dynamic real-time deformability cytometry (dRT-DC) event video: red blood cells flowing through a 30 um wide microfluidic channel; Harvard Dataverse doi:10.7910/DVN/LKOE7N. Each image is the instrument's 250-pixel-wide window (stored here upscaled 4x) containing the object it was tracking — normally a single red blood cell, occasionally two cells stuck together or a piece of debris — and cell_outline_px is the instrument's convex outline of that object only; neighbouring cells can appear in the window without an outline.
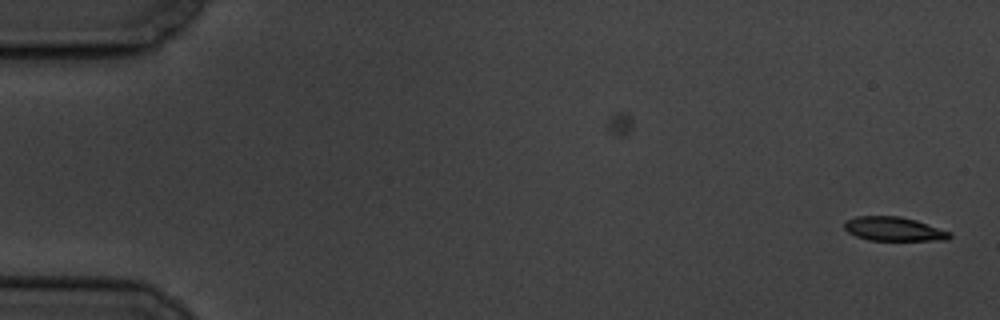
{"species": "common noctule bat (a hibernating species)", "species_latin": "Nyctalus noctula", "temperature_condition": "cold", "stored_images_in_passage": 58, "camera_frame_rate_fps": 3000, "um_per_image_px": 0.085, "animal": {"sex": "male", "body_mass_g": 19.5, "forearm_length_mm": 54.6}, "frame": {"image": 1, "passage_image": 1, "time_ms": 0.0, "image_size_px": [1000, 320], "cell_outline_px": [[952, 236], [944, 240], [868, 240], [856, 236], [848, 232], [844, 228], [844, 224], [848, 220], [856, 216], [900, 216], [916, 220], [952, 232]], "centroid_in_image_um": [75.99, 19.46], "position_along_channel_um": 9.0, "area_um2": 14.68}}
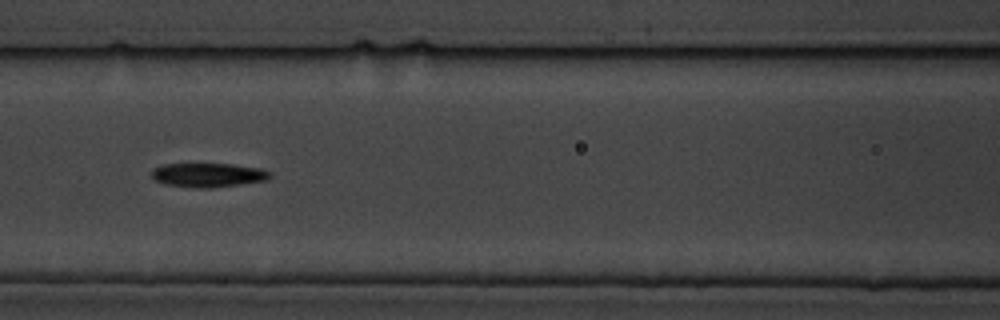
{"frame": {"image": 2, "passage_image": 25, "time_ms": 8.0, "image_size_px": [1000, 320], "cell_outline_px": [[272, 176], [268, 180], [212, 188], [196, 188], [164, 184], [156, 180], [152, 176], [152, 168], [160, 164], [232, 164], [260, 168], [272, 172]], "centroid_in_image_um": [17.7, 14.87], "position_along_channel_um": 148.9, "area_um2": 16.76}}
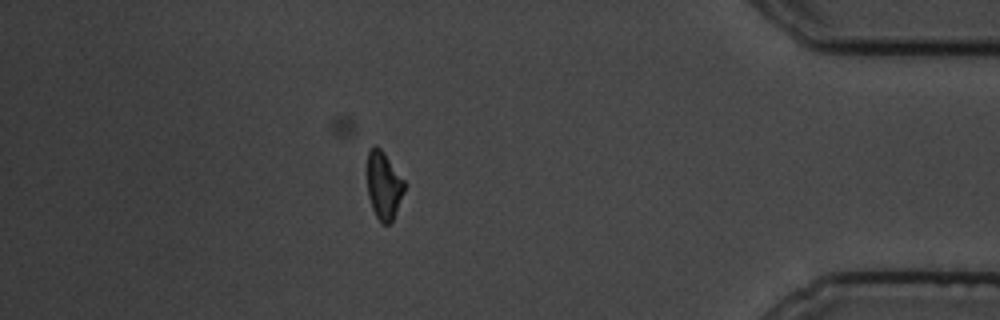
{"frame": {"image": 3, "passage_image": 50, "time_ms": 16.333, "image_size_px": [1000, 320], "cell_outline_px": [[404, 192], [392, 220], [388, 224], [380, 224], [372, 208], [368, 196], [368, 148], [376, 144], [384, 152], [404, 180]], "centroid_in_image_um": [32.6, 15.75], "position_along_channel_um": 402.6, "area_um2": 14.57}, "authors_computed_cell_mechanics": {"area_um2": 16.0684, "velocity_mm_per_s": 3.5101, "shape_relaxation_time_tau1_ms": 4.8148, "shape_relaxation_time_tau2_ms": null, "deformation_change_tau1": 0.1418, "deformation_change_tau2": null}}